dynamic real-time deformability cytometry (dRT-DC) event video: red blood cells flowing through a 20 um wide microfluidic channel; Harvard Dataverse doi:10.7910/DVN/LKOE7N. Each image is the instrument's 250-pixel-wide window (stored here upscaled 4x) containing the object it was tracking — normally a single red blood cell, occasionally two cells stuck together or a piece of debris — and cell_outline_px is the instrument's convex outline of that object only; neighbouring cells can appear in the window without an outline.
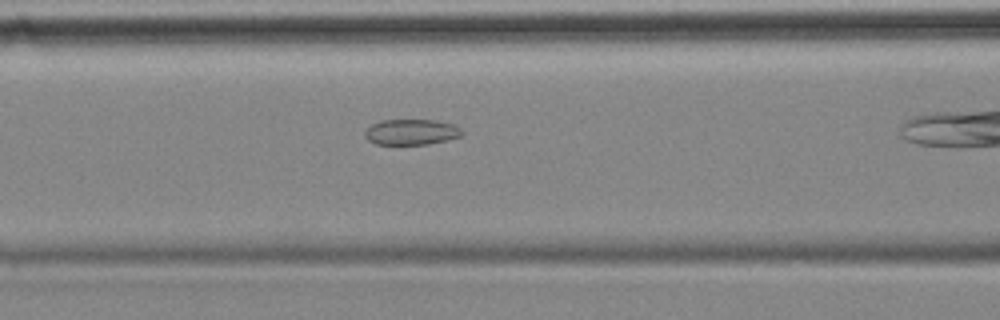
{"species": "common noctule bat (a hibernating species)", "species_latin": "Nyctalus noctula", "temperature_condition": "cold", "stored_images_in_passage": 35, "camera_frame_rate_fps": 3000, "um_per_image_px": 0.085, "animal": {"sex": "female", "body_mass_g": 18.4}, "frame": {"image": 1, "passage_image": 13, "time_ms": 4.0, "image_size_px": [1000, 320], "cell_outline_px": [[464, 132], [460, 136], [448, 140], [428, 144], [376, 144], [368, 140], [364, 136], [364, 132], [372, 124], [380, 120], [436, 120], [456, 124]], "centroid_in_image_um": [34.99, 11.21], "position_along_channel_um": 131.6, "area_um2": 14.62}}
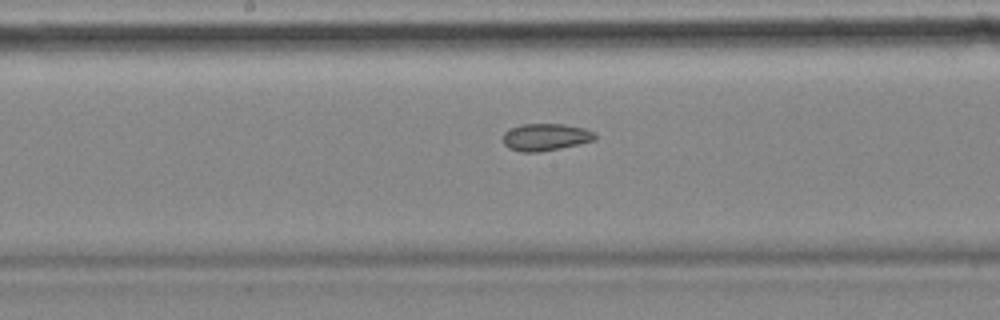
{"frame": {"image": 2, "passage_image": 19, "time_ms": 6.0, "image_size_px": [1000, 320], "cell_outline_px": [[596, 140], [560, 148], [540, 152], [520, 152], [508, 148], [504, 144], [504, 132], [520, 124], [564, 124], [584, 128], [596, 132]], "centroid_in_image_um": [46.39, 11.65], "position_along_channel_um": 201.8, "area_um2": 14.62}}
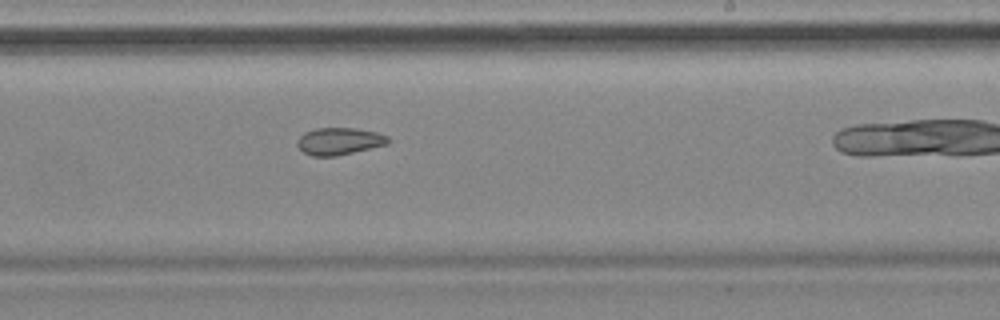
{"frame": {"image": 3, "passage_image": 24, "time_ms": 7.667, "image_size_px": [1000, 320], "cell_outline_px": [[392, 140], [388, 144], [336, 156], [312, 156], [304, 152], [296, 144], [296, 140], [304, 132], [316, 128], [352, 128], [376, 132], [388, 136]], "centroid_in_image_um": [28.83, 12.0], "position_along_channel_um": 260.2, "area_um2": 14.39}}